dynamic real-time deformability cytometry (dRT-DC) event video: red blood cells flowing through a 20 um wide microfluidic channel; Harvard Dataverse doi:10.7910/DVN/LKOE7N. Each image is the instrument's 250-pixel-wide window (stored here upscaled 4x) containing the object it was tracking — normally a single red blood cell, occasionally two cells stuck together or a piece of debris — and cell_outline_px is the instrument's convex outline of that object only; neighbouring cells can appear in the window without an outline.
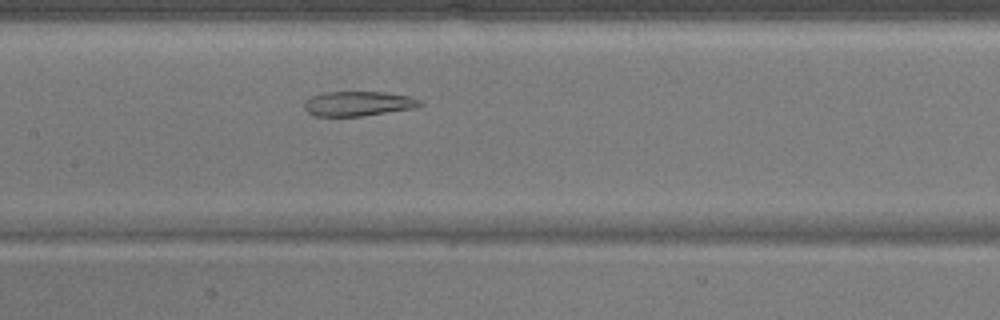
{"species": "common noctule bat (a hibernating species)", "species_latin": "Nyctalus noctula", "temperature_condition": "warm", "stored_images_in_passage": 44, "camera_frame_rate_fps": 3000, "um_per_image_px": 0.085, "animal": {"sex": "male", "body_mass_g": 17.9}, "frame": {"image": 1, "passage_image": 18, "time_ms": 5.667, "image_size_px": [1000, 320], "cell_outline_px": [[424, 104], [416, 108], [360, 116], [316, 116], [308, 112], [304, 108], [304, 104], [312, 96], [328, 92], [384, 92], [408, 96], [420, 100]], "centroid_in_image_um": [30.48, 8.81], "position_along_channel_um": 176.9, "area_um2": 16.47}}
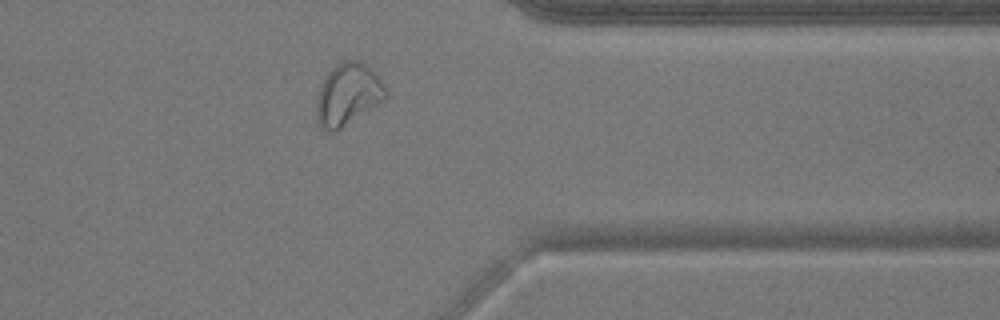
{"frame": {"image": 2, "passage_image": 34, "time_ms": 11.0, "image_size_px": [1000, 320], "cell_outline_px": [[388, 96], [384, 100], [336, 132], [328, 132], [316, 120], [316, 100], [320, 84], [328, 72], [336, 64], [344, 60], [360, 60], [376, 72], [388, 92]], "centroid_in_image_um": [29.57, 8.02], "position_along_channel_um": 381.8, "area_um2": 25.26}}
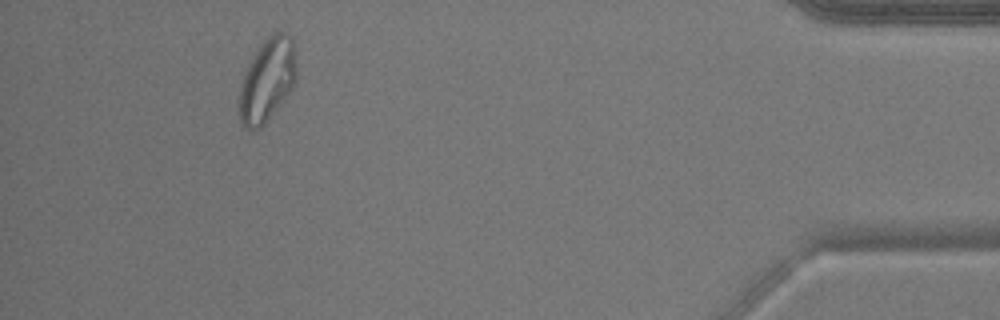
{"frame": {"image": 3, "passage_image": 40, "time_ms": 13.0, "image_size_px": [1000, 320], "cell_outline_px": [[296, 80], [292, 88], [280, 104], [264, 124], [260, 128], [244, 128], [240, 120], [240, 88], [244, 76], [252, 56], [260, 44], [264, 40], [276, 32], [284, 32], [292, 36], [296, 48]], "centroid_in_image_um": [22.75, 6.76], "position_along_channel_um": 412.4, "area_um2": 27.51}}